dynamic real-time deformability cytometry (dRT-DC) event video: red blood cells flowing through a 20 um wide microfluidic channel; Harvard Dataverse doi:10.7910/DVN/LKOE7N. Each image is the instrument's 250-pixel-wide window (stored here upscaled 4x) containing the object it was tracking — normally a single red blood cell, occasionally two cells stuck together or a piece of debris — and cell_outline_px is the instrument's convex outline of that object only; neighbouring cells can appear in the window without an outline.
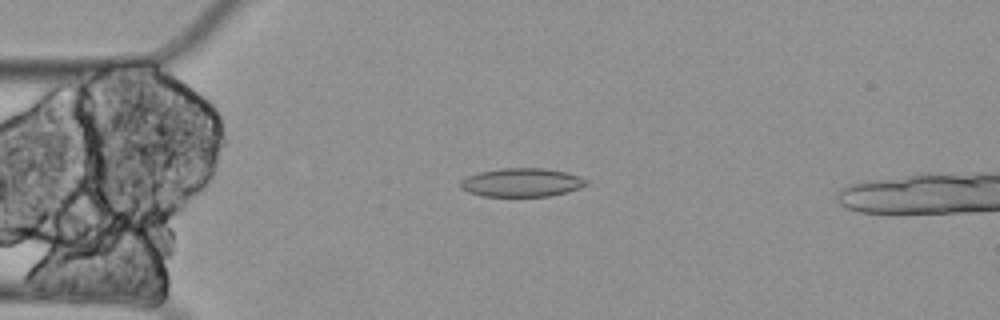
{"species": "Egyptian fruit bat (a non-hibernating species)", "species_latin": "Rousettus aegyptiacus", "temperature_condition": "cold", "stored_images_in_passage": 7, "camera_frame_rate_fps": 3000, "um_per_image_px": 0.085, "animal": {"sex": "female"}, "frame": {"image": 1, "passage_image": 1, "time_ms": 0.0, "image_size_px": [1000, 320], "cell_outline_px": [[588, 184], [580, 188], [568, 192], [548, 196], [484, 196], [468, 192], [460, 188], [460, 180], [468, 176], [480, 172], [500, 168], [544, 168], [568, 172], [580, 176], [588, 180]], "centroid_in_image_um": [44.37, 15.5], "position_along_channel_um": 40.6, "area_um2": 21.1}}
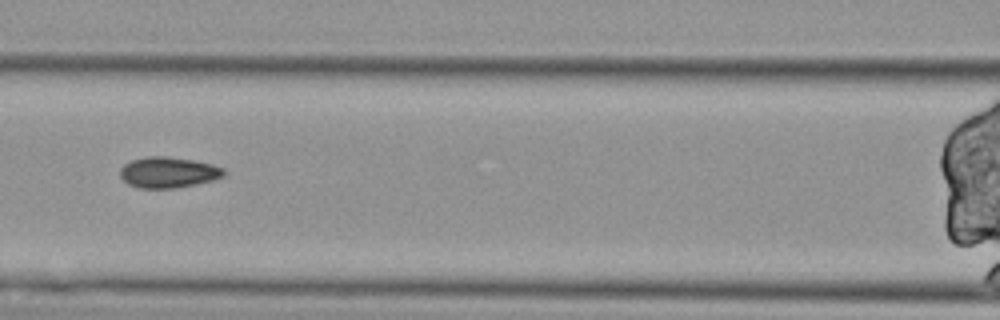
{"frame": {"image": 2, "passage_image": 4, "time_ms": 1.0, "image_size_px": [1000, 320], "cell_outline_px": [[228, 172], [224, 176], [212, 180], [196, 184], [176, 188], [140, 188], [128, 184], [120, 176], [120, 168], [124, 164], [132, 160], [148, 156], [168, 156], [196, 160], [212, 164], [224, 168]], "centroid_in_image_um": [14.33, 14.64], "position_along_channel_um": 152.3, "area_um2": 18.84}}
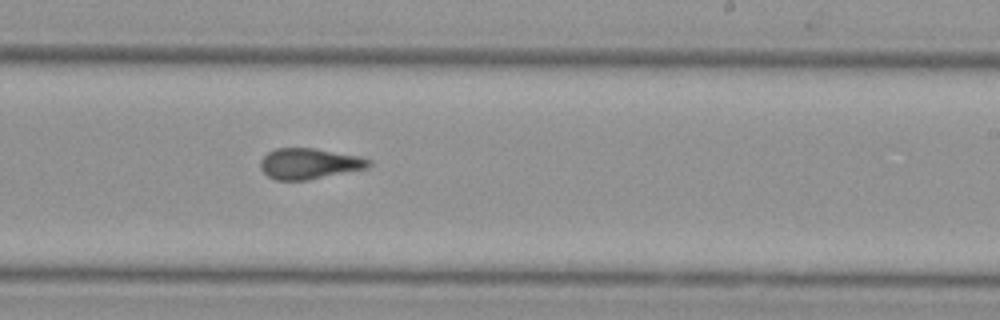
{"frame": {"image": 3, "passage_image": 7, "time_ms": 2.0, "image_size_px": [1000, 320], "cell_outline_px": [[372, 164], [368, 168], [308, 180], [276, 180], [268, 176], [260, 168], [260, 160], [268, 152], [276, 148], [316, 148], [360, 156], [372, 160]], "centroid_in_image_um": [26.31, 13.9], "position_along_channel_um": 262.7, "area_um2": 19.59}}